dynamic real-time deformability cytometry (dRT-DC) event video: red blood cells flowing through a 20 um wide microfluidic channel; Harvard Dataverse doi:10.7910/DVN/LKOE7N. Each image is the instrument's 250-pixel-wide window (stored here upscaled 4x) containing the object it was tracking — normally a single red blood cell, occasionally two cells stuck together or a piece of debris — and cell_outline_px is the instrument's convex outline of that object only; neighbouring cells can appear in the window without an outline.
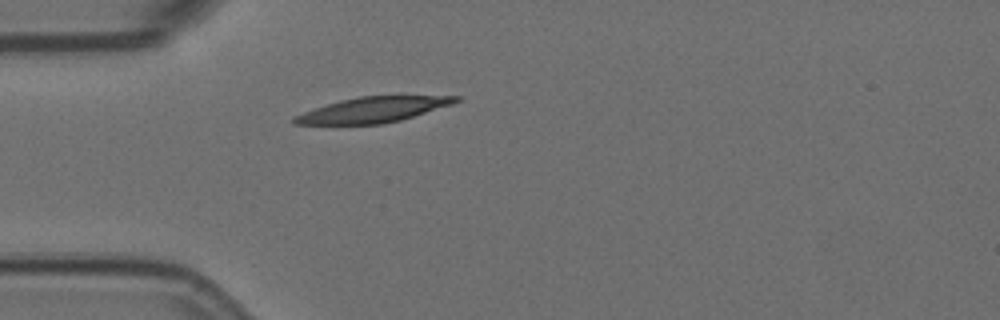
{"species": "Egyptian fruit bat (a non-hibernating species)", "species_latin": "Rousettus aegyptiacus", "temperature_condition": "room temperature", "stored_images_in_passage": 5, "camera_frame_rate_fps": 3000, "um_per_image_px": 0.085, "animal": {"sex": "female"}, "frame": {"image": 1, "passage_image": 5, "time_ms": 1.333, "image_size_px": [1000, 320], "cell_outline_px": [[460, 100], [452, 104], [400, 120], [380, 124], [292, 124], [292, 116], [340, 100], [360, 96], [460, 96]], "centroid_in_image_um": [31.68, 9.33], "position_along_channel_um": 53.3, "area_um2": 23.47}}